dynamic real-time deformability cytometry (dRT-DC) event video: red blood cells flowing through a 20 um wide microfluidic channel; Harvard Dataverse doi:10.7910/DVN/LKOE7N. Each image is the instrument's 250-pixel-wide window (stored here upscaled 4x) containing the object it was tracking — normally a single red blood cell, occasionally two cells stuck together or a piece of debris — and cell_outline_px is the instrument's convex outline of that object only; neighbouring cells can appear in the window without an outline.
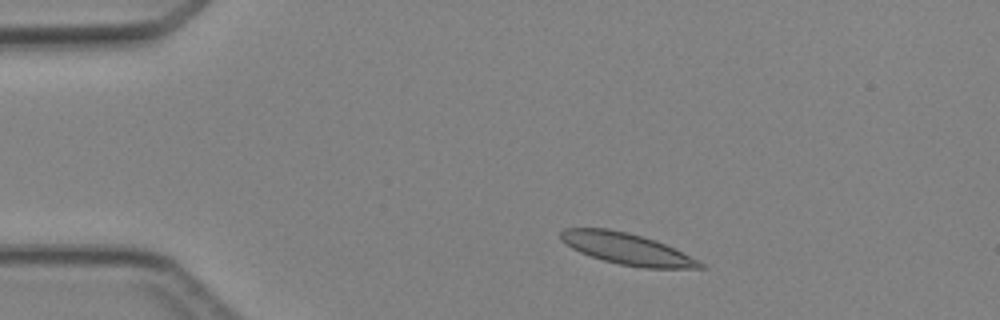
{"species": "Egyptian fruit bat (a non-hibernating species)", "species_latin": "Rousettus aegyptiacus", "temperature_condition": "cold", "stored_images_in_passage": 3, "camera_frame_rate_fps": 3000, "um_per_image_px": 0.085, "animal": {"sex": "female"}, "frame": {"image": 1, "passage_image": 1, "time_ms": 0.0, "image_size_px": [1000, 320], "cell_outline_px": [[708, 268], [644, 268], [620, 264], [604, 260], [580, 252], [572, 248], [560, 240], [560, 232], [564, 228], [608, 228], [628, 232], [656, 240], [700, 260]], "centroid_in_image_um": [53.31, 21.14], "position_along_channel_um": 31.7, "area_um2": 25.49}}
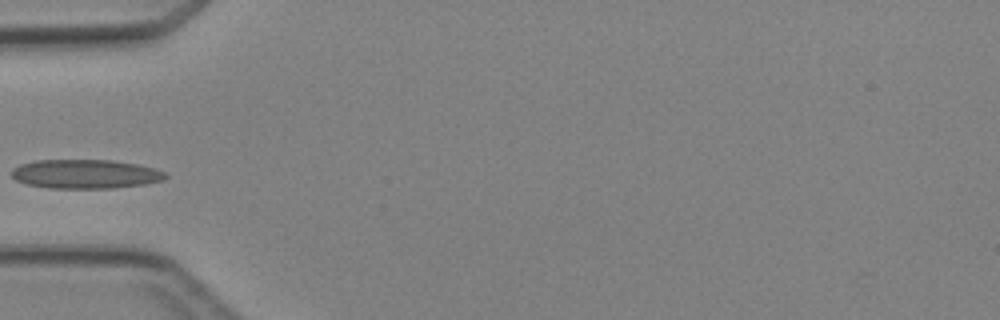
{"frame": {"image": 2, "passage_image": 3, "time_ms": 2.333, "image_size_px": [1000, 320], "cell_outline_px": [[168, 176], [164, 180], [144, 184], [112, 188], [48, 188], [28, 184], [16, 180], [12, 176], [12, 168], [20, 164], [36, 160], [112, 160], [136, 164], [156, 168], [164, 172]], "centroid_in_image_um": [7.26, 14.79], "position_along_channel_um": 77.7, "area_um2": 26.07}}